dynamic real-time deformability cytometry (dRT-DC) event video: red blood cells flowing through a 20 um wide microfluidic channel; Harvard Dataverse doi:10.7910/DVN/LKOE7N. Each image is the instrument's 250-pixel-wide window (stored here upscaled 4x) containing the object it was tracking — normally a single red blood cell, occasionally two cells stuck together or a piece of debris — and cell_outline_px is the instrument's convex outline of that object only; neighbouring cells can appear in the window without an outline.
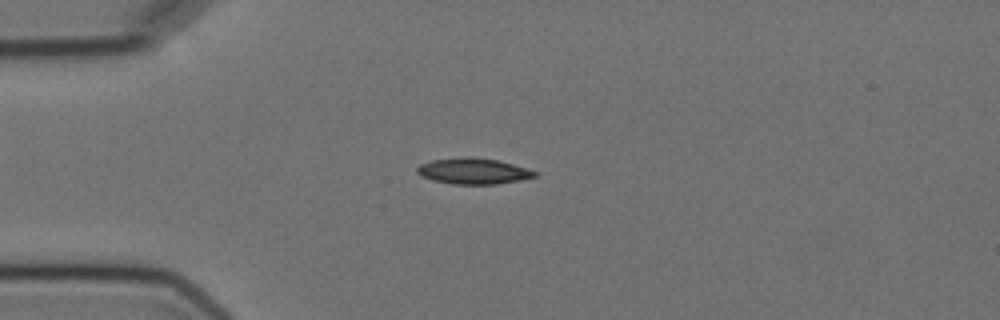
{"species": "Egyptian fruit bat (a non-hibernating species)", "species_latin": "Rousettus aegyptiacus", "temperature_condition": "cold", "stored_images_in_passage": 3, "camera_frame_rate_fps": 3000, "um_per_image_px": 0.085, "animal": {"sex": "female"}, "frame": {"image": 1, "passage_image": 3, "time_ms": 3.0, "image_size_px": [1000, 320], "cell_outline_px": [[536, 176], [520, 180], [496, 184], [452, 184], [432, 180], [420, 176], [416, 172], [416, 168], [420, 164], [432, 160], [464, 156], [472, 156], [496, 160], [512, 164], [536, 172]], "centroid_in_image_um": [40.16, 14.54], "position_along_channel_um": 44.8, "area_um2": 17.74}}